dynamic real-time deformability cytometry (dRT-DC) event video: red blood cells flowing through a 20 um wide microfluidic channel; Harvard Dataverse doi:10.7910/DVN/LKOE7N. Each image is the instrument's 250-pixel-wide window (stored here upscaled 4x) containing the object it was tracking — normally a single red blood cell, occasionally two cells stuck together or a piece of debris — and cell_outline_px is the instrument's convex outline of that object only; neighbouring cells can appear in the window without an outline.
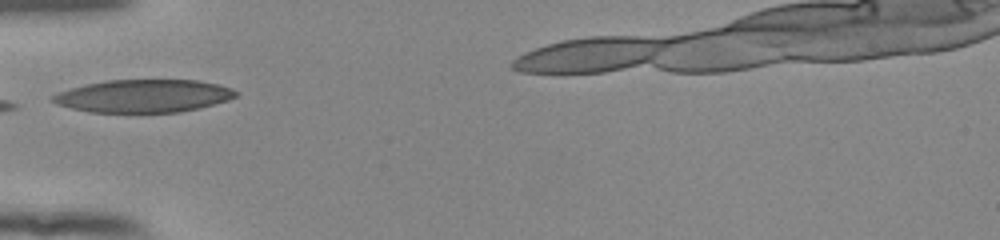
{"species": "human", "species_latin": "Homo sapiens", "temperature_condition": "room temperature", "stored_images_in_passage": 3, "camera_frame_rate_fps": 3000, "um_per_image_px": 0.085, "donor": {"sex": "female"}, "frame": {"image": 1, "passage_image": 1, "time_ms": 0.0, "image_size_px": [1000, 240], "cell_outline_px": [[240, 92], [236, 96], [228, 100], [200, 108], [180, 112], [88, 112], [56, 104], [52, 100], [52, 96], [60, 92], [84, 84], [108, 80], [196, 80], [216, 84], [232, 88]], "centroid_in_image_um": [12.23, 8.16], "position_along_channel_um": 72.8, "area_um2": 34.91}}